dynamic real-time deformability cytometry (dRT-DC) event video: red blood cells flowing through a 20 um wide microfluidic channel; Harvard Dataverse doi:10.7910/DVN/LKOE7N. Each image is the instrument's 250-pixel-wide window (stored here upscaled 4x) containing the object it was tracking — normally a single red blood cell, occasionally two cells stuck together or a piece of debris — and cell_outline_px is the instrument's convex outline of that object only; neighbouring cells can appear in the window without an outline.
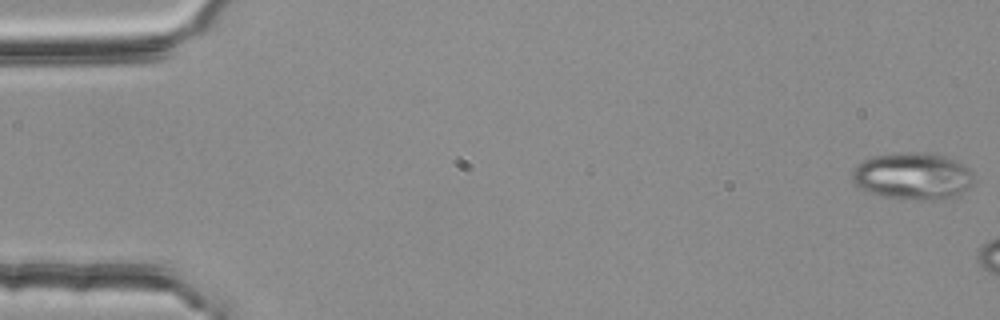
{"species": "common noctule bat (a hibernating species)", "species_latin": "Nyctalus noctula", "temperature_condition": "room temperature", "stored_images_in_passage": 8, "camera_frame_rate_fps": 3000, "um_per_image_px": 0.085, "animal": {"sex": "female", "body_mass_g": 25.1}, "frame": {"image": 1, "passage_image": 1, "time_ms": 0.0, "image_size_px": [1000, 320], "cell_outline_px": [[976, 176], [972, 184], [964, 192], [956, 196], [932, 200], [880, 196], [868, 192], [860, 188], [852, 180], [852, 172], [864, 160], [872, 156], [904, 152], [932, 152], [944, 156], [968, 168]], "centroid_in_image_um": [77.61, 14.96], "position_along_channel_um": 7.4, "area_um2": 33.18}}